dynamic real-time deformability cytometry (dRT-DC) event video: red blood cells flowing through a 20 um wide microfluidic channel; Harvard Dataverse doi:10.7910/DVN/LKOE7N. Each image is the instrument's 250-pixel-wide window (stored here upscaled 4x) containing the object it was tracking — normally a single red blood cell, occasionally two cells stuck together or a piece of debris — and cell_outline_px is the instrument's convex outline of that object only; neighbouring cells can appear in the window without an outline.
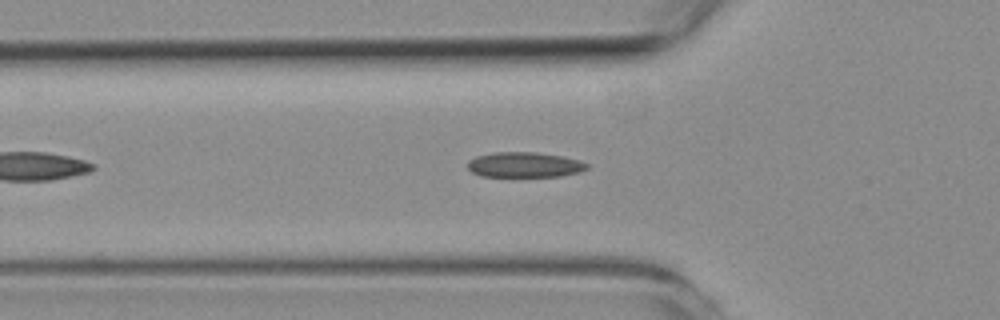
{"species": "common noctule bat (a hibernating species)", "species_latin": "Nyctalus noctula", "temperature_condition": "room temperature", "stored_images_in_passage": 35, "camera_frame_rate_fps": 3000, "um_per_image_px": 0.085, "animal": {"sex": "female", "body_mass_g": 19.3, "forearm_length_mm": 54.1}, "frame": {"image": 1, "passage_image": 4, "time_ms": 1.0, "image_size_px": [1000, 320], "cell_outline_px": [[588, 168], [580, 172], [560, 176], [480, 176], [472, 172], [468, 168], [468, 160], [476, 156], [496, 152], [536, 152], [560, 156], [580, 160], [588, 164]], "centroid_in_image_um": [44.58, 14.0], "position_along_channel_um": 81.2, "area_um2": 17.46}}
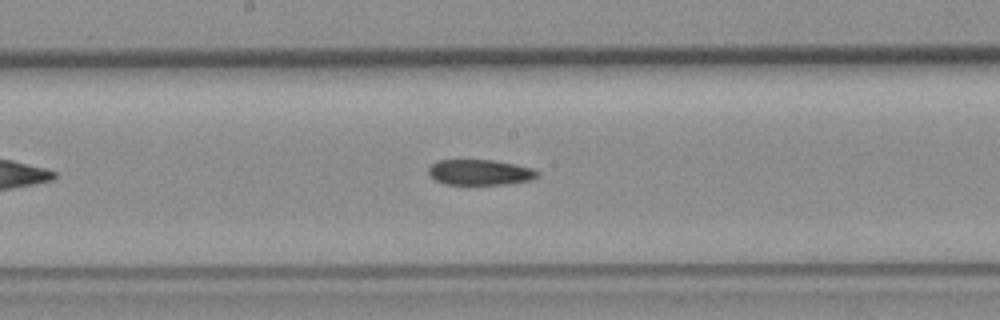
{"frame": {"image": 2, "passage_image": 14, "time_ms": 4.333, "image_size_px": [1000, 320], "cell_outline_px": [[540, 176], [532, 180], [504, 184], [444, 184], [436, 180], [428, 172], [428, 168], [432, 164], [440, 160], [492, 160], [532, 168], [540, 172]], "centroid_in_image_um": [40.83, 14.65], "position_along_channel_um": 207.4, "area_um2": 16.07}}
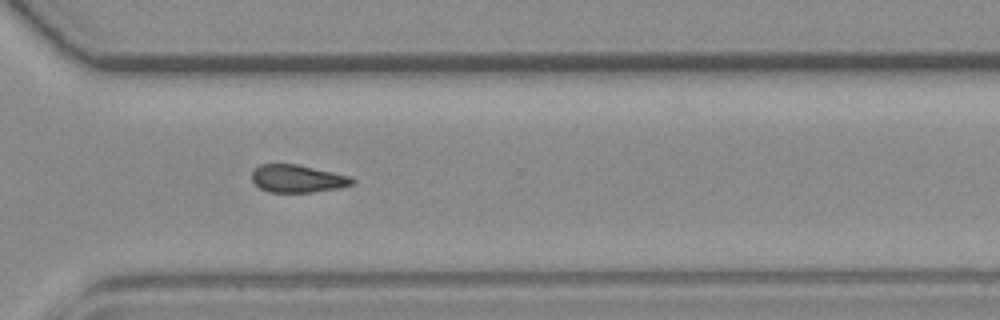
{"frame": {"image": 3, "passage_image": 25, "time_ms": 8.0, "image_size_px": [1000, 320], "cell_outline_px": [[356, 180], [352, 184], [340, 188], [312, 192], [268, 192], [260, 188], [252, 180], [252, 172], [260, 164], [296, 164], [332, 172], [348, 176]], "centroid_in_image_um": [25.27, 15.19], "position_along_channel_um": 345.3, "area_um2": 16.01}}